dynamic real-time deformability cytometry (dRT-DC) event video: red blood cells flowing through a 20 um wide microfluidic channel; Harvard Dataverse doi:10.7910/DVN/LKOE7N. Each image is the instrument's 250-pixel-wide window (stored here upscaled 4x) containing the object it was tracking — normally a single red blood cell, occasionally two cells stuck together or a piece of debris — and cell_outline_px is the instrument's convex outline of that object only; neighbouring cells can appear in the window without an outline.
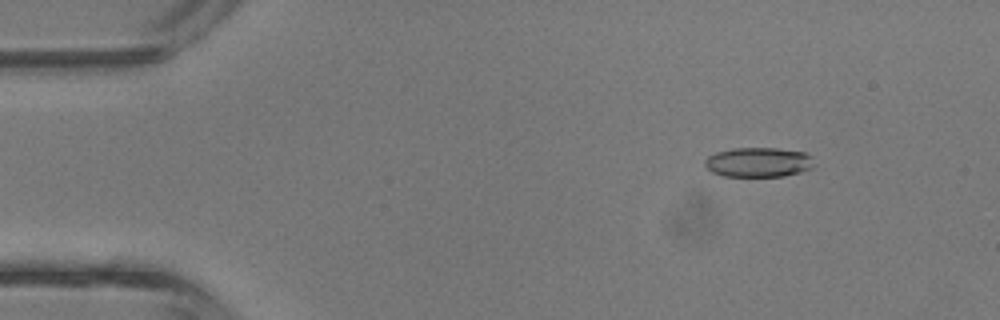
{"species": "common noctule bat (a hibernating species)", "species_latin": "Nyctalus noctula", "temperature_condition": "room temperature", "stored_images_in_passage": 42, "camera_frame_rate_fps": 3000, "um_per_image_px": 0.085, "animal": {"sex": "male", "body_mass_g": 13.3}, "frame": {"image": 1, "passage_image": 6, "time_ms": 1.667, "image_size_px": [1000, 320], "cell_outline_px": [[812, 168], [800, 172], [784, 176], [724, 176], [712, 172], [704, 164], [704, 160], [708, 156], [716, 152], [732, 148], [776, 148], [804, 152], [808, 156], [812, 164]], "centroid_in_image_um": [64.41, 13.79], "position_along_channel_um": 20.6, "area_um2": 18.67}}
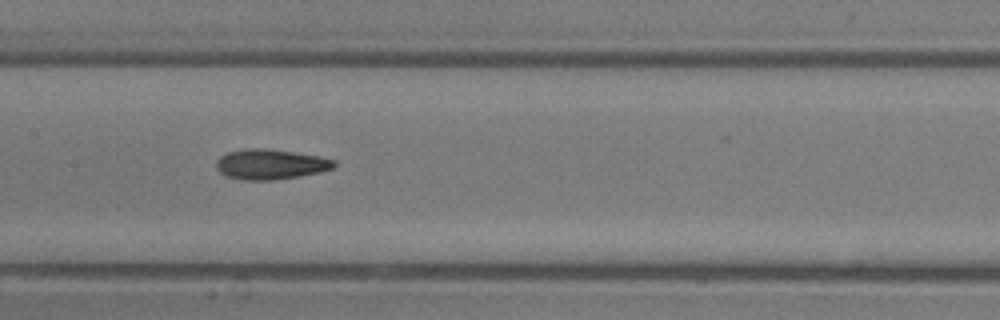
{"frame": {"image": 2, "passage_image": 21, "time_ms": 6.667, "image_size_px": [1000, 320], "cell_outline_px": [[336, 164], [332, 168], [316, 172], [296, 176], [272, 180], [244, 180], [224, 176], [216, 168], [216, 160], [220, 156], [228, 152], [244, 148], [264, 148], [320, 156], [336, 160]], "centroid_in_image_um": [22.93, 13.95], "position_along_channel_um": 184.5, "area_um2": 20.58}}
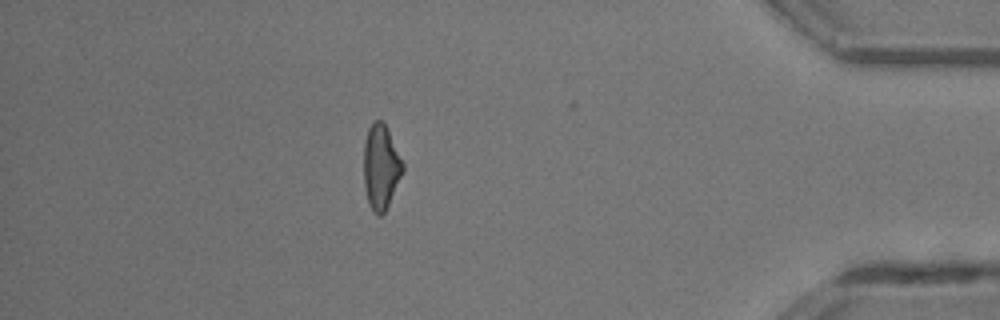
{"frame": {"image": 3, "passage_image": 37, "time_ms": 12.0, "image_size_px": [1000, 320], "cell_outline_px": [[404, 172], [384, 212], [380, 216], [376, 216], [372, 212], [368, 204], [364, 188], [364, 144], [368, 128], [376, 120], [380, 120], [384, 124], [404, 164]], "centroid_in_image_um": [32.36, 14.25], "position_along_channel_um": 402.8, "area_um2": 19.13}, "authors_computed_cell_mechanics": {"area_um2": 19.6231, "velocity_mm_per_s": 4.9676, "shape_relaxation_time_tau1_ms": 3.6884, "shape_relaxation_time_tau2_ms": 2.5983, "deformation_change_tau1": 0.1365, "deformation_change_tau2": 0.119}}